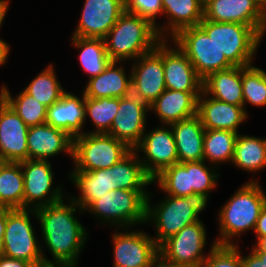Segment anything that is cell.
<instances>
[{"label":"cell","mask_w":266,"mask_h":267,"mask_svg":"<svg viewBox=\"0 0 266 267\" xmlns=\"http://www.w3.org/2000/svg\"><path fill=\"white\" fill-rule=\"evenodd\" d=\"M162 39V61L164 66L165 86L169 90L184 92H202L203 80L185 53L176 45L170 49Z\"/></svg>","instance_id":"d6986e66"},{"label":"cell","mask_w":266,"mask_h":267,"mask_svg":"<svg viewBox=\"0 0 266 267\" xmlns=\"http://www.w3.org/2000/svg\"><path fill=\"white\" fill-rule=\"evenodd\" d=\"M205 244L206 230L199 220L165 240L159 246V254L177 265L201 267L206 259L202 254Z\"/></svg>","instance_id":"30bf717a"},{"label":"cell","mask_w":266,"mask_h":267,"mask_svg":"<svg viewBox=\"0 0 266 267\" xmlns=\"http://www.w3.org/2000/svg\"><path fill=\"white\" fill-rule=\"evenodd\" d=\"M21 169L24 180L23 208L28 209L31 204L33 209H37L63 199L60 187L51 188L53 173L48 160L28 159L21 162Z\"/></svg>","instance_id":"7c38bea8"},{"label":"cell","mask_w":266,"mask_h":267,"mask_svg":"<svg viewBox=\"0 0 266 267\" xmlns=\"http://www.w3.org/2000/svg\"><path fill=\"white\" fill-rule=\"evenodd\" d=\"M85 119L84 92L82 99L75 94L64 92L56 103L47 108L46 123L66 131L72 138L81 134Z\"/></svg>","instance_id":"7402d4cb"},{"label":"cell","mask_w":266,"mask_h":267,"mask_svg":"<svg viewBox=\"0 0 266 267\" xmlns=\"http://www.w3.org/2000/svg\"><path fill=\"white\" fill-rule=\"evenodd\" d=\"M265 29L262 31V33L260 34V41H262V36L264 35L265 31H266V14H265V24H264Z\"/></svg>","instance_id":"f5cc1de1"},{"label":"cell","mask_w":266,"mask_h":267,"mask_svg":"<svg viewBox=\"0 0 266 267\" xmlns=\"http://www.w3.org/2000/svg\"><path fill=\"white\" fill-rule=\"evenodd\" d=\"M9 48L8 43L0 39V66L6 62L10 51Z\"/></svg>","instance_id":"c3c4849f"},{"label":"cell","mask_w":266,"mask_h":267,"mask_svg":"<svg viewBox=\"0 0 266 267\" xmlns=\"http://www.w3.org/2000/svg\"><path fill=\"white\" fill-rule=\"evenodd\" d=\"M257 6L258 8L264 13L266 14V0H252Z\"/></svg>","instance_id":"f907efd6"},{"label":"cell","mask_w":266,"mask_h":267,"mask_svg":"<svg viewBox=\"0 0 266 267\" xmlns=\"http://www.w3.org/2000/svg\"><path fill=\"white\" fill-rule=\"evenodd\" d=\"M131 150L118 163L111 166L114 170L115 184L124 190H146L144 187L152 184V179L145 172L139 156Z\"/></svg>","instance_id":"f546056e"},{"label":"cell","mask_w":266,"mask_h":267,"mask_svg":"<svg viewBox=\"0 0 266 267\" xmlns=\"http://www.w3.org/2000/svg\"><path fill=\"white\" fill-rule=\"evenodd\" d=\"M201 1L203 4H205L208 0H199Z\"/></svg>","instance_id":"db71d44e"},{"label":"cell","mask_w":266,"mask_h":267,"mask_svg":"<svg viewBox=\"0 0 266 267\" xmlns=\"http://www.w3.org/2000/svg\"><path fill=\"white\" fill-rule=\"evenodd\" d=\"M24 180L21 162L0 160V208L23 209Z\"/></svg>","instance_id":"f1b7e54d"},{"label":"cell","mask_w":266,"mask_h":267,"mask_svg":"<svg viewBox=\"0 0 266 267\" xmlns=\"http://www.w3.org/2000/svg\"><path fill=\"white\" fill-rule=\"evenodd\" d=\"M0 97L18 114L28 127L46 123L47 107L24 90L13 99L2 86Z\"/></svg>","instance_id":"836d02e7"},{"label":"cell","mask_w":266,"mask_h":267,"mask_svg":"<svg viewBox=\"0 0 266 267\" xmlns=\"http://www.w3.org/2000/svg\"><path fill=\"white\" fill-rule=\"evenodd\" d=\"M72 44L82 49L79 60L85 72L89 74V79L101 74L112 62L107 54L104 39L72 37Z\"/></svg>","instance_id":"1f68e13d"},{"label":"cell","mask_w":266,"mask_h":267,"mask_svg":"<svg viewBox=\"0 0 266 267\" xmlns=\"http://www.w3.org/2000/svg\"><path fill=\"white\" fill-rule=\"evenodd\" d=\"M42 267H77V266L44 265Z\"/></svg>","instance_id":"816d5d0a"},{"label":"cell","mask_w":266,"mask_h":267,"mask_svg":"<svg viewBox=\"0 0 266 267\" xmlns=\"http://www.w3.org/2000/svg\"><path fill=\"white\" fill-rule=\"evenodd\" d=\"M70 177L76 188L81 191V197L71 199L80 206L82 212L94 200L100 199L110 190L118 189V185L115 184L114 170L111 167L93 171L73 170Z\"/></svg>","instance_id":"d4e9b609"},{"label":"cell","mask_w":266,"mask_h":267,"mask_svg":"<svg viewBox=\"0 0 266 267\" xmlns=\"http://www.w3.org/2000/svg\"><path fill=\"white\" fill-rule=\"evenodd\" d=\"M149 199L148 196L146 221L155 222L158 233L154 240L160 246L187 225L200 220L198 215L206 207L208 195L193 194L186 197L168 195L155 208H150Z\"/></svg>","instance_id":"277c9868"},{"label":"cell","mask_w":266,"mask_h":267,"mask_svg":"<svg viewBox=\"0 0 266 267\" xmlns=\"http://www.w3.org/2000/svg\"><path fill=\"white\" fill-rule=\"evenodd\" d=\"M152 182L159 183L167 195L176 197H186L193 195V189L190 187L189 172L186 170L185 163H176L163 170Z\"/></svg>","instance_id":"8d00e7d4"},{"label":"cell","mask_w":266,"mask_h":267,"mask_svg":"<svg viewBox=\"0 0 266 267\" xmlns=\"http://www.w3.org/2000/svg\"><path fill=\"white\" fill-rule=\"evenodd\" d=\"M124 11L129 14L143 17L149 20L157 30L159 36L163 39V33L165 30L156 25V17L159 14L163 15L162 0H123Z\"/></svg>","instance_id":"60d3db41"},{"label":"cell","mask_w":266,"mask_h":267,"mask_svg":"<svg viewBox=\"0 0 266 267\" xmlns=\"http://www.w3.org/2000/svg\"><path fill=\"white\" fill-rule=\"evenodd\" d=\"M148 111L149 105L132 93L119 98L118 113L106 134L124 142L133 150L145 132V114Z\"/></svg>","instance_id":"5bb4252c"},{"label":"cell","mask_w":266,"mask_h":267,"mask_svg":"<svg viewBox=\"0 0 266 267\" xmlns=\"http://www.w3.org/2000/svg\"><path fill=\"white\" fill-rule=\"evenodd\" d=\"M173 131L179 163L204 160L205 129L198 115L169 125Z\"/></svg>","instance_id":"cb8c5ba5"},{"label":"cell","mask_w":266,"mask_h":267,"mask_svg":"<svg viewBox=\"0 0 266 267\" xmlns=\"http://www.w3.org/2000/svg\"><path fill=\"white\" fill-rule=\"evenodd\" d=\"M254 231L257 237V242L261 238L266 237V205L259 214V218L257 219V224Z\"/></svg>","instance_id":"b9f144b4"},{"label":"cell","mask_w":266,"mask_h":267,"mask_svg":"<svg viewBox=\"0 0 266 267\" xmlns=\"http://www.w3.org/2000/svg\"><path fill=\"white\" fill-rule=\"evenodd\" d=\"M146 190L116 189L94 200L85 210L104 219L105 223L118 224L122 227L145 223L147 197ZM107 221V222H106Z\"/></svg>","instance_id":"8992f818"},{"label":"cell","mask_w":266,"mask_h":267,"mask_svg":"<svg viewBox=\"0 0 266 267\" xmlns=\"http://www.w3.org/2000/svg\"><path fill=\"white\" fill-rule=\"evenodd\" d=\"M172 39L202 80L211 73L233 67L199 25L181 29Z\"/></svg>","instance_id":"9c48e42d"},{"label":"cell","mask_w":266,"mask_h":267,"mask_svg":"<svg viewBox=\"0 0 266 267\" xmlns=\"http://www.w3.org/2000/svg\"><path fill=\"white\" fill-rule=\"evenodd\" d=\"M132 149L106 133H83L73 138L74 170L110 168Z\"/></svg>","instance_id":"52a82bcc"},{"label":"cell","mask_w":266,"mask_h":267,"mask_svg":"<svg viewBox=\"0 0 266 267\" xmlns=\"http://www.w3.org/2000/svg\"><path fill=\"white\" fill-rule=\"evenodd\" d=\"M31 210V211H30ZM6 209V226L3 236V255L27 261L34 267L51 265L44 257L30 222L29 212L34 209Z\"/></svg>","instance_id":"ba28073f"},{"label":"cell","mask_w":266,"mask_h":267,"mask_svg":"<svg viewBox=\"0 0 266 267\" xmlns=\"http://www.w3.org/2000/svg\"><path fill=\"white\" fill-rule=\"evenodd\" d=\"M203 18L248 25L259 35L265 29V14L252 0H208L203 7Z\"/></svg>","instance_id":"ac0fdd59"},{"label":"cell","mask_w":266,"mask_h":267,"mask_svg":"<svg viewBox=\"0 0 266 267\" xmlns=\"http://www.w3.org/2000/svg\"><path fill=\"white\" fill-rule=\"evenodd\" d=\"M6 226V209L0 208V256L3 255V236Z\"/></svg>","instance_id":"7dc6e473"},{"label":"cell","mask_w":266,"mask_h":267,"mask_svg":"<svg viewBox=\"0 0 266 267\" xmlns=\"http://www.w3.org/2000/svg\"><path fill=\"white\" fill-rule=\"evenodd\" d=\"M234 163L242 170L256 172L266 167L265 138L238 135L235 143Z\"/></svg>","instance_id":"4dcf8cb0"},{"label":"cell","mask_w":266,"mask_h":267,"mask_svg":"<svg viewBox=\"0 0 266 267\" xmlns=\"http://www.w3.org/2000/svg\"><path fill=\"white\" fill-rule=\"evenodd\" d=\"M114 267H148L159 254L154 238L143 232H118L113 235Z\"/></svg>","instance_id":"2e32d148"},{"label":"cell","mask_w":266,"mask_h":267,"mask_svg":"<svg viewBox=\"0 0 266 267\" xmlns=\"http://www.w3.org/2000/svg\"><path fill=\"white\" fill-rule=\"evenodd\" d=\"M163 14L169 16V33L174 37L181 29L198 26L203 19L204 4L199 0H162ZM168 26V27H167Z\"/></svg>","instance_id":"83f0119b"},{"label":"cell","mask_w":266,"mask_h":267,"mask_svg":"<svg viewBox=\"0 0 266 267\" xmlns=\"http://www.w3.org/2000/svg\"><path fill=\"white\" fill-rule=\"evenodd\" d=\"M0 267H34L31 263L14 259L5 255L0 256Z\"/></svg>","instance_id":"7bdbcfd3"},{"label":"cell","mask_w":266,"mask_h":267,"mask_svg":"<svg viewBox=\"0 0 266 267\" xmlns=\"http://www.w3.org/2000/svg\"><path fill=\"white\" fill-rule=\"evenodd\" d=\"M205 97L206 94L202 91L197 107V115L204 129L229 130L238 133V126L247 118L244 107L212 97L205 99Z\"/></svg>","instance_id":"44dd1931"},{"label":"cell","mask_w":266,"mask_h":267,"mask_svg":"<svg viewBox=\"0 0 266 267\" xmlns=\"http://www.w3.org/2000/svg\"><path fill=\"white\" fill-rule=\"evenodd\" d=\"M133 150L145 153L146 158L140 161L152 180L163 170L179 162L171 127L170 130L158 127L147 134L144 133Z\"/></svg>","instance_id":"4fadbf2b"},{"label":"cell","mask_w":266,"mask_h":267,"mask_svg":"<svg viewBox=\"0 0 266 267\" xmlns=\"http://www.w3.org/2000/svg\"><path fill=\"white\" fill-rule=\"evenodd\" d=\"M28 129L18 114L0 97V160H28Z\"/></svg>","instance_id":"e0dca14e"},{"label":"cell","mask_w":266,"mask_h":267,"mask_svg":"<svg viewBox=\"0 0 266 267\" xmlns=\"http://www.w3.org/2000/svg\"><path fill=\"white\" fill-rule=\"evenodd\" d=\"M242 93L243 107L245 102L253 106L266 105V72L260 68L250 66L242 67Z\"/></svg>","instance_id":"74e56055"},{"label":"cell","mask_w":266,"mask_h":267,"mask_svg":"<svg viewBox=\"0 0 266 267\" xmlns=\"http://www.w3.org/2000/svg\"><path fill=\"white\" fill-rule=\"evenodd\" d=\"M253 252L266 266V237L261 238L256 246L254 245Z\"/></svg>","instance_id":"f6af8a7d"},{"label":"cell","mask_w":266,"mask_h":267,"mask_svg":"<svg viewBox=\"0 0 266 267\" xmlns=\"http://www.w3.org/2000/svg\"><path fill=\"white\" fill-rule=\"evenodd\" d=\"M148 267H184L182 265H177L170 261H167L161 254H158L151 262Z\"/></svg>","instance_id":"bcb514c9"},{"label":"cell","mask_w":266,"mask_h":267,"mask_svg":"<svg viewBox=\"0 0 266 267\" xmlns=\"http://www.w3.org/2000/svg\"><path fill=\"white\" fill-rule=\"evenodd\" d=\"M241 267H266L253 252L247 257L241 255Z\"/></svg>","instance_id":"ee69618b"},{"label":"cell","mask_w":266,"mask_h":267,"mask_svg":"<svg viewBox=\"0 0 266 267\" xmlns=\"http://www.w3.org/2000/svg\"><path fill=\"white\" fill-rule=\"evenodd\" d=\"M117 63L112 61L101 74L88 80L83 90L85 97L122 98L131 94V74L126 76L122 67L115 66Z\"/></svg>","instance_id":"4316f807"},{"label":"cell","mask_w":266,"mask_h":267,"mask_svg":"<svg viewBox=\"0 0 266 267\" xmlns=\"http://www.w3.org/2000/svg\"><path fill=\"white\" fill-rule=\"evenodd\" d=\"M119 98L85 97V115H89L96 129L88 133H107L118 113Z\"/></svg>","instance_id":"d590c367"},{"label":"cell","mask_w":266,"mask_h":267,"mask_svg":"<svg viewBox=\"0 0 266 267\" xmlns=\"http://www.w3.org/2000/svg\"><path fill=\"white\" fill-rule=\"evenodd\" d=\"M27 145L28 159L47 160L62 151L73 157V138L47 123L29 127Z\"/></svg>","instance_id":"ffe728a7"},{"label":"cell","mask_w":266,"mask_h":267,"mask_svg":"<svg viewBox=\"0 0 266 267\" xmlns=\"http://www.w3.org/2000/svg\"><path fill=\"white\" fill-rule=\"evenodd\" d=\"M8 0H0V27L3 23L4 17L6 16V11L8 10Z\"/></svg>","instance_id":"681fc988"},{"label":"cell","mask_w":266,"mask_h":267,"mask_svg":"<svg viewBox=\"0 0 266 267\" xmlns=\"http://www.w3.org/2000/svg\"><path fill=\"white\" fill-rule=\"evenodd\" d=\"M124 12L123 0H85L73 37L104 39Z\"/></svg>","instance_id":"9a60e30c"},{"label":"cell","mask_w":266,"mask_h":267,"mask_svg":"<svg viewBox=\"0 0 266 267\" xmlns=\"http://www.w3.org/2000/svg\"><path fill=\"white\" fill-rule=\"evenodd\" d=\"M205 160L198 162H186V170L189 172L190 187L193 194L209 195L216 186V178L219 176L205 166Z\"/></svg>","instance_id":"f35d334b"},{"label":"cell","mask_w":266,"mask_h":267,"mask_svg":"<svg viewBox=\"0 0 266 267\" xmlns=\"http://www.w3.org/2000/svg\"><path fill=\"white\" fill-rule=\"evenodd\" d=\"M201 267H241V254L238 246L236 244L217 245L214 241Z\"/></svg>","instance_id":"ab89813d"},{"label":"cell","mask_w":266,"mask_h":267,"mask_svg":"<svg viewBox=\"0 0 266 267\" xmlns=\"http://www.w3.org/2000/svg\"><path fill=\"white\" fill-rule=\"evenodd\" d=\"M24 91L47 108L56 103L65 92L56 78L52 64L39 73Z\"/></svg>","instance_id":"e575fe53"},{"label":"cell","mask_w":266,"mask_h":267,"mask_svg":"<svg viewBox=\"0 0 266 267\" xmlns=\"http://www.w3.org/2000/svg\"><path fill=\"white\" fill-rule=\"evenodd\" d=\"M138 59L132 66L131 93L150 105L166 90L162 40L153 50L142 54Z\"/></svg>","instance_id":"8fae6325"},{"label":"cell","mask_w":266,"mask_h":267,"mask_svg":"<svg viewBox=\"0 0 266 267\" xmlns=\"http://www.w3.org/2000/svg\"><path fill=\"white\" fill-rule=\"evenodd\" d=\"M238 133L229 130L205 129L203 152L204 160L211 163L232 161Z\"/></svg>","instance_id":"d6a6232c"},{"label":"cell","mask_w":266,"mask_h":267,"mask_svg":"<svg viewBox=\"0 0 266 267\" xmlns=\"http://www.w3.org/2000/svg\"><path fill=\"white\" fill-rule=\"evenodd\" d=\"M71 203V204H70ZM69 205L63 202L34 209L41 224L44 242L51 254V265L76 266L77 258L86 242L85 227L73 215L80 206L72 199Z\"/></svg>","instance_id":"6da1fadb"},{"label":"cell","mask_w":266,"mask_h":267,"mask_svg":"<svg viewBox=\"0 0 266 267\" xmlns=\"http://www.w3.org/2000/svg\"><path fill=\"white\" fill-rule=\"evenodd\" d=\"M162 40L156 27L147 19L124 12L105 36L107 54L112 61L139 58Z\"/></svg>","instance_id":"7a4b0ae2"},{"label":"cell","mask_w":266,"mask_h":267,"mask_svg":"<svg viewBox=\"0 0 266 267\" xmlns=\"http://www.w3.org/2000/svg\"><path fill=\"white\" fill-rule=\"evenodd\" d=\"M266 205V195L258 182L244 184L227 201L219 213L220 238L217 245H235L231 239L249 229L255 230L257 219Z\"/></svg>","instance_id":"3957f363"},{"label":"cell","mask_w":266,"mask_h":267,"mask_svg":"<svg viewBox=\"0 0 266 267\" xmlns=\"http://www.w3.org/2000/svg\"><path fill=\"white\" fill-rule=\"evenodd\" d=\"M202 91L206 96L212 94L211 97L217 100L243 106L242 67L233 66L211 73L203 80Z\"/></svg>","instance_id":"484cf974"},{"label":"cell","mask_w":266,"mask_h":267,"mask_svg":"<svg viewBox=\"0 0 266 267\" xmlns=\"http://www.w3.org/2000/svg\"><path fill=\"white\" fill-rule=\"evenodd\" d=\"M201 92H184L166 89L149 105L166 125L197 115L198 98Z\"/></svg>","instance_id":"603a6c76"},{"label":"cell","mask_w":266,"mask_h":267,"mask_svg":"<svg viewBox=\"0 0 266 267\" xmlns=\"http://www.w3.org/2000/svg\"><path fill=\"white\" fill-rule=\"evenodd\" d=\"M199 26L213 40L225 58L237 67L250 66L260 35L248 25L202 19Z\"/></svg>","instance_id":"5b68a950"}]
</instances>
